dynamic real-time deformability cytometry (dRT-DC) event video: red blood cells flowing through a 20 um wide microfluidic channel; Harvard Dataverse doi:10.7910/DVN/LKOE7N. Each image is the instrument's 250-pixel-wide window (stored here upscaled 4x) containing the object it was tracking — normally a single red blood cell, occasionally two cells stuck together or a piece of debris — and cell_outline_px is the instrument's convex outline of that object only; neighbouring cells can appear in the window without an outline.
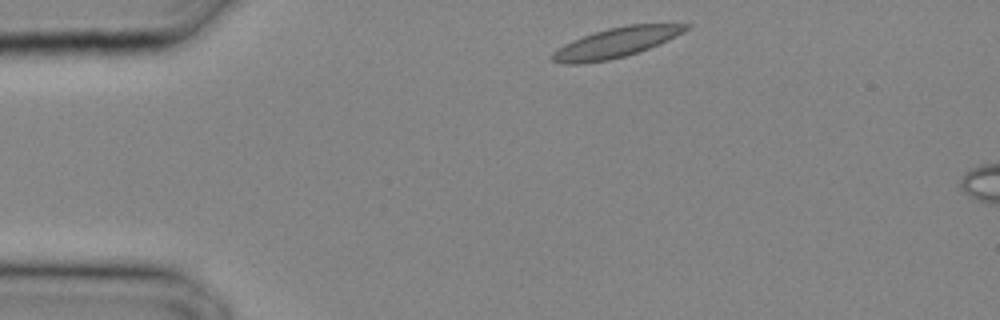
{"species": "common noctule bat (a hibernating species)", "species_latin": "Nyctalus noctula", "temperature_condition": "cold", "stored_images_in_passage": 4, "camera_frame_rate_fps": 3000, "um_per_image_px": 0.085, "animal": {"sex": "male", "body_mass_g": 20.4}, "frame": {"image": 1, "passage_image": 1, "time_ms": 0.0, "image_size_px": [1000, 320], "cell_outline_px": [[692, 24], [684, 32], [660, 44], [624, 56], [608, 60], [580, 64], [564, 64], [552, 60], [548, 56], [552, 52], [564, 44], [572, 40], [608, 28], [628, 24]], "centroid_in_image_um": [52.32, 3.63], "position_along_channel_um": 32.7, "area_um2": 23.06}}